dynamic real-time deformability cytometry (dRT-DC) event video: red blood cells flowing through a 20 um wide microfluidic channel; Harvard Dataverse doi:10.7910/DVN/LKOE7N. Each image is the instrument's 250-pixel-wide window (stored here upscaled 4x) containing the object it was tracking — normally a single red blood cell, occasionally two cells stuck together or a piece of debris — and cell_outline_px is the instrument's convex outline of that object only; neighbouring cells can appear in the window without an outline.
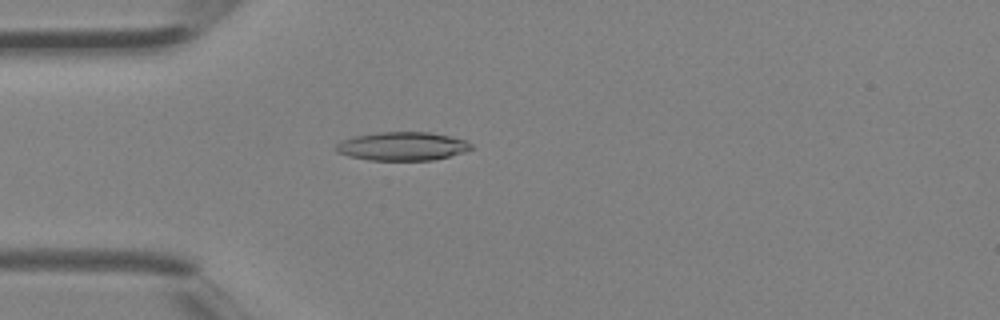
{"species": "Egyptian fruit bat (a non-hibernating species)", "species_latin": "Rousettus aegyptiacus", "temperature_condition": "room temperature", "stored_images_in_passage": 5, "camera_frame_rate_fps": 3000, "um_per_image_px": 0.085, "animal": {"sex": "female"}, "frame": {"image": 1, "passage_image": 5, "time_ms": 1.333, "image_size_px": [1000, 320], "cell_outline_px": [[476, 148], [464, 152], [432, 160], [368, 160], [336, 152], [336, 144], [340, 140], [356, 136], [380, 132], [428, 132], [448, 136], [464, 140], [472, 144]], "centroid_in_image_um": [34.21, 12.43], "position_along_channel_um": 50.8, "area_um2": 22.31}}